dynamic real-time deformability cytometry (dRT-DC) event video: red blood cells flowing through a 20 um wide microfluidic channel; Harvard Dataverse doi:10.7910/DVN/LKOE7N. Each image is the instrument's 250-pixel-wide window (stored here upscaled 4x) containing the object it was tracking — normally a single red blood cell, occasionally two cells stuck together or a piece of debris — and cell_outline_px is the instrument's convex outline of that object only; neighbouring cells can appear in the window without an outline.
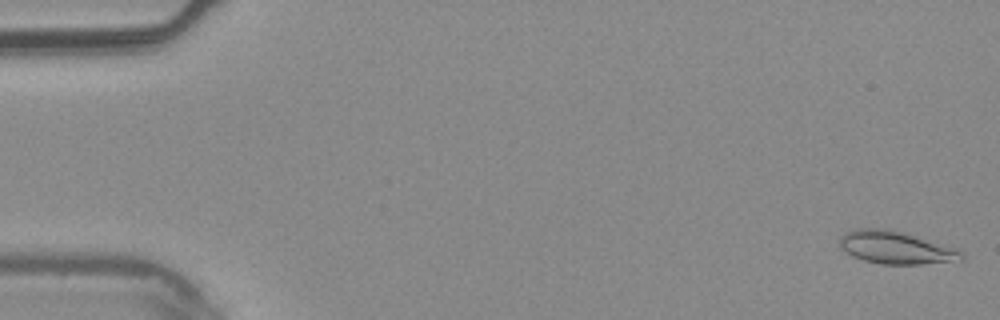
{"species": "common noctule bat (a hibernating species)", "species_latin": "Nyctalus noctula", "temperature_condition": "warm", "stored_images_in_passage": 5, "camera_frame_rate_fps": 3000, "um_per_image_px": 0.085, "animal": {"sex": "male", "body_mass_g": 20.4}, "frame": {"image": 1, "passage_image": 1, "time_ms": 0.0, "image_size_px": [1000, 320], "cell_outline_px": [[964, 260], [920, 264], [884, 264], [864, 260], [852, 256], [840, 248], [840, 236], [844, 232], [856, 228], [888, 228], [904, 232], [960, 248], [964, 252]], "centroid_in_image_um": [76.2, 21.03], "position_along_channel_um": 8.8, "area_um2": 23.7}}
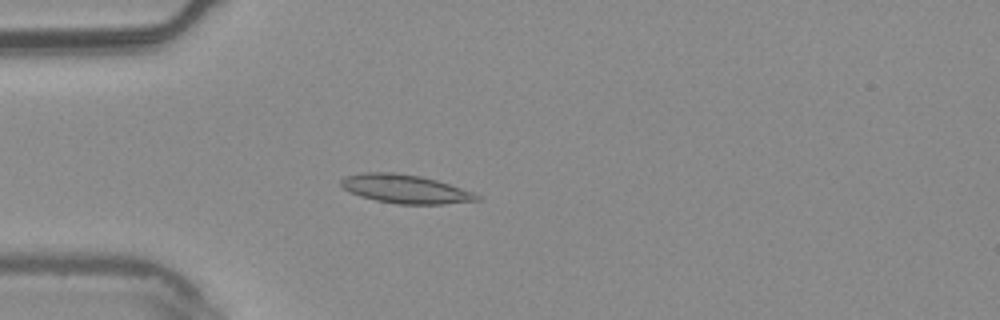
{"frame": {"image": 2, "passage_image": 5, "time_ms": 1.333, "image_size_px": [1000, 320], "cell_outline_px": [[480, 200], [444, 204], [396, 204], [376, 200], [360, 196], [344, 188], [340, 184], [340, 180], [344, 176], [364, 172], [392, 172], [420, 176], [436, 180], [476, 192], [480, 196]], "centroid_in_image_um": [34.47, 16.06], "position_along_channel_um": 50.5, "area_um2": 22.72}}